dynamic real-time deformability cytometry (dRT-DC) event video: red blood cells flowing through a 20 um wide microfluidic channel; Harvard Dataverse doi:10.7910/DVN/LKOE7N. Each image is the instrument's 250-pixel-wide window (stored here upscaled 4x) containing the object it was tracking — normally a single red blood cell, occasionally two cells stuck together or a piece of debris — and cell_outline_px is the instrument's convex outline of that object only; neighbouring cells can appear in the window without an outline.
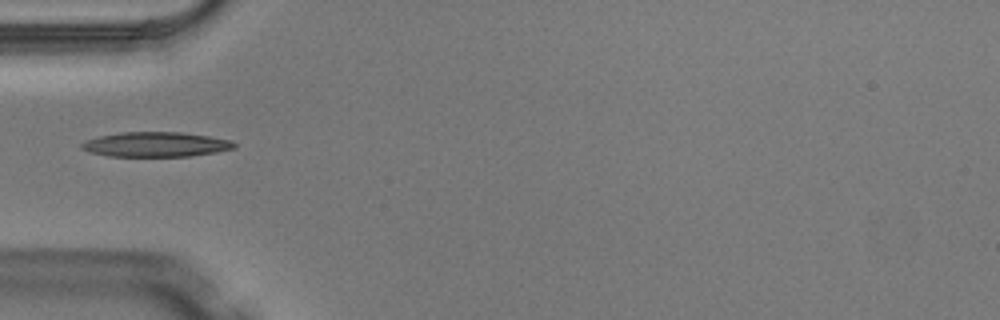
{"species": "Egyptian fruit bat (a non-hibernating species)", "species_latin": "Rousettus aegyptiacus", "temperature_condition": "warm", "stored_images_in_passage": 4, "camera_frame_rate_fps": 3000, "um_per_image_px": 0.085, "animal": {"sex": "male"}, "frame": {"image": 1, "passage_image": 4, "time_ms": 1.0, "image_size_px": [1000, 320], "cell_outline_px": [[236, 148], [216, 152], [188, 156], [108, 156], [88, 152], [80, 148], [80, 144], [84, 140], [100, 136], [120, 132], [180, 132], [208, 136], [232, 140], [236, 144]], "centroid_in_image_um": [13.21, 12.27], "position_along_channel_um": 71.8, "area_um2": 22.14}}